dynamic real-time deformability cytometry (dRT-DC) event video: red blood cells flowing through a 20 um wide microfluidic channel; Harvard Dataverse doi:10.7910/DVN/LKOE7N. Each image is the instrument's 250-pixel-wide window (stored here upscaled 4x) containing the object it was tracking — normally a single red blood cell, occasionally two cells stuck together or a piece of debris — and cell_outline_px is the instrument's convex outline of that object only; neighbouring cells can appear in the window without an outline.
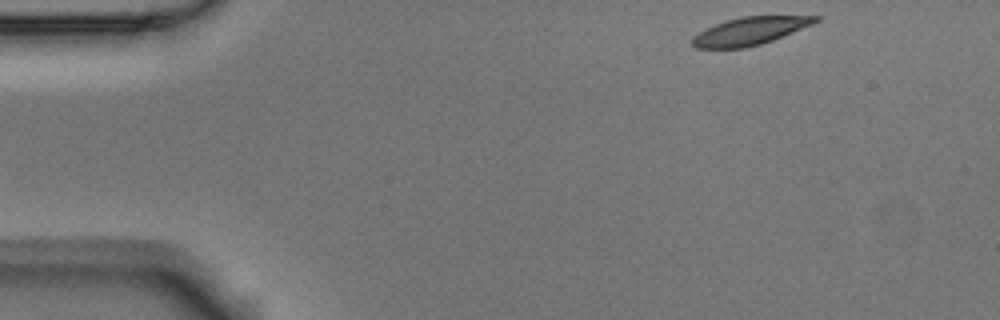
{"species": "Egyptian fruit bat (a non-hibernating species)", "species_latin": "Rousettus aegyptiacus", "temperature_condition": "room temperature", "stored_images_in_passage": 52, "camera_frame_rate_fps": 3000, "um_per_image_px": 0.085, "animal": {"sex": "male"}, "frame": {"image": 1, "passage_image": 1, "time_ms": 0.0, "image_size_px": [1000, 320], "cell_outline_px": [[820, 20], [812, 24], [772, 40], [760, 44], [744, 48], [696, 48], [692, 44], [692, 36], [724, 20], [740, 16], [820, 16]], "centroid_in_image_um": [63.72, 2.63], "position_along_channel_um": 21.3, "area_um2": 19.65}}
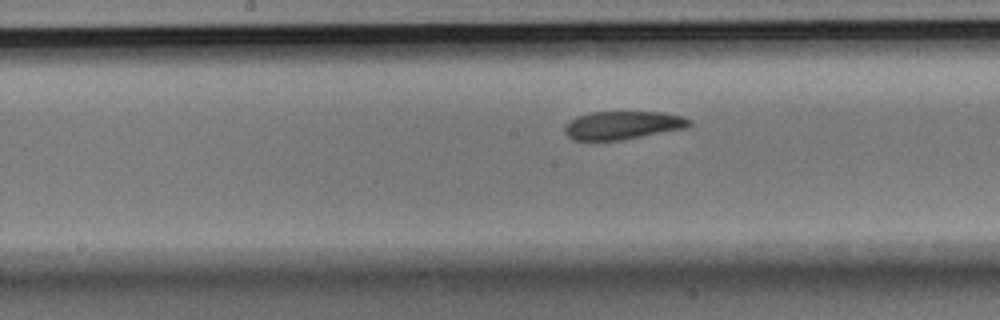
{"frame": {"image": 2, "passage_image": 23, "time_ms": 7.333, "image_size_px": [1000, 320], "cell_outline_px": [[692, 124], [688, 128], [620, 140], [572, 140], [564, 132], [564, 124], [576, 116], [592, 112], [660, 112], [684, 116], [692, 120]], "centroid_in_image_um": [52.94, 10.64], "position_along_channel_um": 195.3, "area_um2": 20.69}}
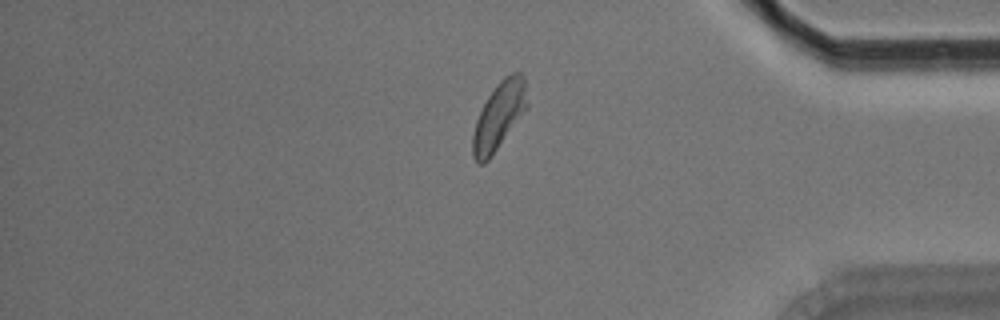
{"frame": {"image": 3, "passage_image": 42, "time_ms": 13.667, "image_size_px": [1000, 320], "cell_outline_px": [[528, 108], [488, 160], [484, 164], [476, 164], [472, 156], [472, 136], [476, 120], [488, 96], [496, 84], [504, 76], [512, 72], [520, 72], [524, 76], [528, 104]], "centroid_in_image_um": [42.41, 9.85], "position_along_channel_um": 392.8, "area_um2": 21.44}}